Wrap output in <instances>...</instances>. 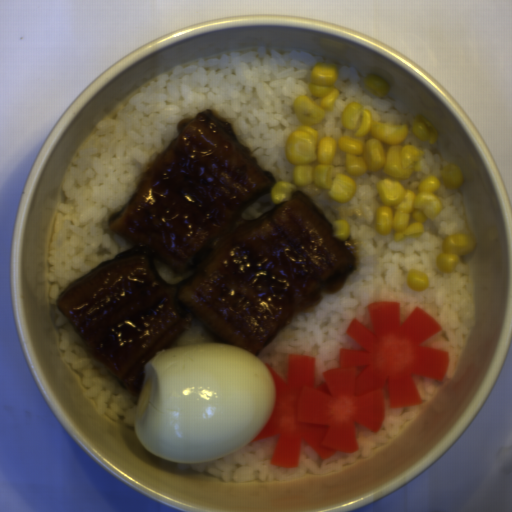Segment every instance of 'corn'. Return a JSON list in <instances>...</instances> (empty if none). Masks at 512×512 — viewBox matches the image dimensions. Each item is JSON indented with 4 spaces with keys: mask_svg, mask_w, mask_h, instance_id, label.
I'll use <instances>...</instances> for the list:
<instances>
[{
    "mask_svg": "<svg viewBox=\"0 0 512 512\" xmlns=\"http://www.w3.org/2000/svg\"><path fill=\"white\" fill-rule=\"evenodd\" d=\"M335 63L318 62L311 69L309 93L293 100V111L300 121L290 131L285 146L286 158L294 166L292 180H281L270 188L271 202L288 201L297 187L316 185L327 190L337 203H348L357 192L356 182L343 174L333 175V159L345 153L346 171L352 176L383 172L392 178L410 179L421 171L423 153L413 144H403L408 124L396 125L376 120L370 110L357 101L348 104L340 122L351 136L320 138L312 128L322 121L338 97Z\"/></svg>",
    "mask_w": 512,
    "mask_h": 512,
    "instance_id": "corn-1",
    "label": "corn"
},
{
    "mask_svg": "<svg viewBox=\"0 0 512 512\" xmlns=\"http://www.w3.org/2000/svg\"><path fill=\"white\" fill-rule=\"evenodd\" d=\"M381 205L375 209L374 223L380 236L395 232V243L406 239H420L423 224L436 220L443 204L436 194L441 187L434 175L426 177L417 190H409L400 181L383 178L378 181Z\"/></svg>",
    "mask_w": 512,
    "mask_h": 512,
    "instance_id": "corn-2",
    "label": "corn"
},
{
    "mask_svg": "<svg viewBox=\"0 0 512 512\" xmlns=\"http://www.w3.org/2000/svg\"><path fill=\"white\" fill-rule=\"evenodd\" d=\"M476 243L477 241L470 234L458 233L446 237L436 262L439 271L454 272L462 262V257L476 250Z\"/></svg>",
    "mask_w": 512,
    "mask_h": 512,
    "instance_id": "corn-3",
    "label": "corn"
},
{
    "mask_svg": "<svg viewBox=\"0 0 512 512\" xmlns=\"http://www.w3.org/2000/svg\"><path fill=\"white\" fill-rule=\"evenodd\" d=\"M411 129L420 140L432 145L436 142L438 129L422 116L414 118Z\"/></svg>",
    "mask_w": 512,
    "mask_h": 512,
    "instance_id": "corn-4",
    "label": "corn"
},
{
    "mask_svg": "<svg viewBox=\"0 0 512 512\" xmlns=\"http://www.w3.org/2000/svg\"><path fill=\"white\" fill-rule=\"evenodd\" d=\"M441 176L447 189L458 190L463 185L464 175L461 168L456 164H445Z\"/></svg>",
    "mask_w": 512,
    "mask_h": 512,
    "instance_id": "corn-5",
    "label": "corn"
},
{
    "mask_svg": "<svg viewBox=\"0 0 512 512\" xmlns=\"http://www.w3.org/2000/svg\"><path fill=\"white\" fill-rule=\"evenodd\" d=\"M364 90L371 94L373 97L383 98L389 91L387 82L376 74H368L364 78Z\"/></svg>",
    "mask_w": 512,
    "mask_h": 512,
    "instance_id": "corn-6",
    "label": "corn"
},
{
    "mask_svg": "<svg viewBox=\"0 0 512 512\" xmlns=\"http://www.w3.org/2000/svg\"><path fill=\"white\" fill-rule=\"evenodd\" d=\"M406 285L413 291H424L430 286V280L424 272L418 269H411L406 277Z\"/></svg>",
    "mask_w": 512,
    "mask_h": 512,
    "instance_id": "corn-7",
    "label": "corn"
},
{
    "mask_svg": "<svg viewBox=\"0 0 512 512\" xmlns=\"http://www.w3.org/2000/svg\"><path fill=\"white\" fill-rule=\"evenodd\" d=\"M333 238L339 242H344L349 239L351 233L350 223L347 219H340L333 221L332 225Z\"/></svg>",
    "mask_w": 512,
    "mask_h": 512,
    "instance_id": "corn-8",
    "label": "corn"
}]
</instances>
